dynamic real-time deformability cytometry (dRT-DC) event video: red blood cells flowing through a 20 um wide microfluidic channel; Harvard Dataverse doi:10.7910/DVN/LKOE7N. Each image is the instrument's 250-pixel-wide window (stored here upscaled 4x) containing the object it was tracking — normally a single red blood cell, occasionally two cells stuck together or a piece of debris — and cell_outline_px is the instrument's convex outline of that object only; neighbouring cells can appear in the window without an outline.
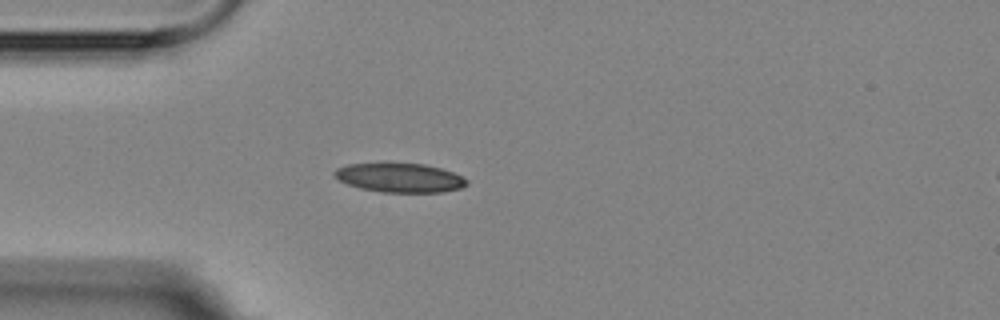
{"species": "Egyptian fruit bat (a non-hibernating species)", "species_latin": "Rousettus aegyptiacus", "temperature_condition": "room temperature", "stored_images_in_passage": 1, "camera_frame_rate_fps": 3000, "um_per_image_px": 0.085, "animal": {"sex": "female"}, "frame": {"image": 1, "passage_image": 1, "time_ms": 0.0, "image_size_px": [1000, 320], "cell_outline_px": [[468, 184], [460, 188], [444, 192], [384, 192], [360, 188], [348, 184], [340, 180], [332, 172], [336, 168], [348, 164], [424, 164], [440, 168], [452, 172], [468, 180]], "centroid_in_image_um": [33.99, 15.12], "position_along_channel_um": 51.0, "area_um2": 22.08}}